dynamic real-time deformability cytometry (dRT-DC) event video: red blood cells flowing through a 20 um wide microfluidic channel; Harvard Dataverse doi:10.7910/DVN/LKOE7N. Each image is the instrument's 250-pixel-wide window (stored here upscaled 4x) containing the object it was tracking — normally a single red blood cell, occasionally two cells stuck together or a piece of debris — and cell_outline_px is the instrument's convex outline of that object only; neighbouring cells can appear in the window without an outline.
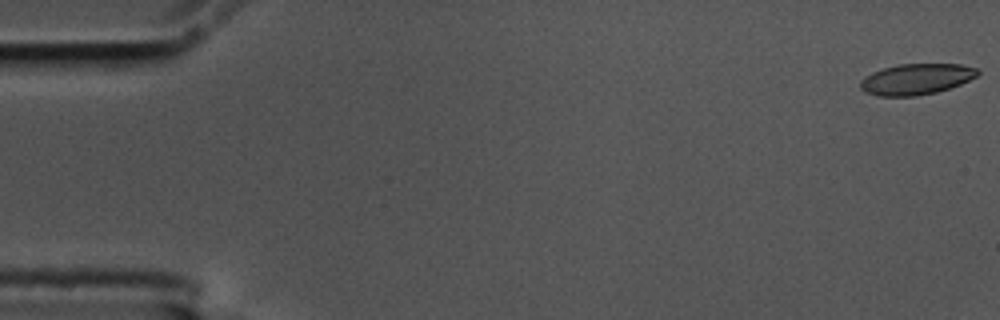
{"species": "common noctule bat (a hibernating species)", "species_latin": "Nyctalus noctula", "temperature_condition": "cold", "stored_images_in_passage": 57, "camera_frame_rate_fps": 3000, "um_per_image_px": 0.085, "animal": {"sex": "male", "body_mass_g": 17.5, "forearm_length_mm": 52.3}, "frame": {"image": 1, "passage_image": 1, "time_ms": 0.0, "image_size_px": [1000, 320], "cell_outline_px": [[980, 72], [976, 76], [960, 84], [936, 92], [916, 96], [876, 96], [864, 92], [860, 88], [860, 80], [864, 76], [872, 72], [884, 68], [900, 64], [960, 64], [980, 68]], "centroid_in_image_um": [77.86, 6.73], "position_along_channel_um": 7.1, "area_um2": 21.21}}
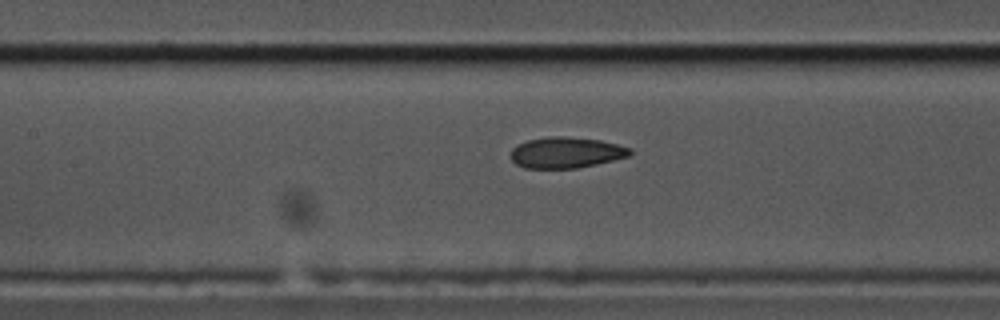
{"frame": {"image": 2, "passage_image": 26, "time_ms": 8.333, "image_size_px": [1000, 320], "cell_outline_px": [[632, 152], [628, 156], [596, 164], [576, 168], [524, 168], [516, 164], [512, 160], [512, 148], [516, 144], [528, 140], [548, 136], [564, 136], [600, 140], [632, 148]], "centroid_in_image_um": [48.1, 12.96], "position_along_channel_um": 159.3, "area_um2": 21.44}}
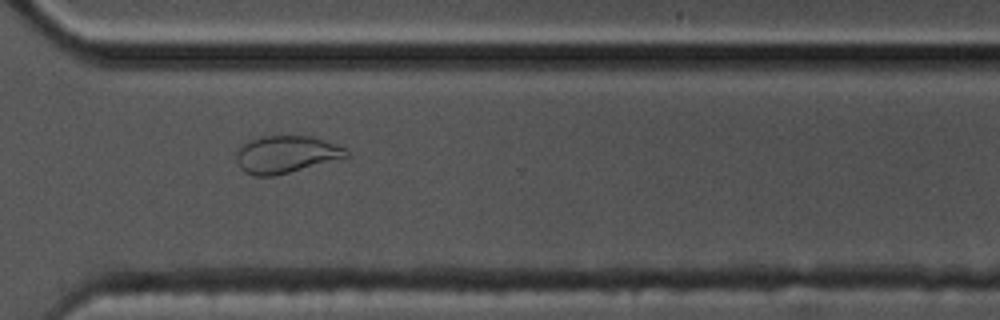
{"frame": {"image": 3, "passage_image": 42, "time_ms": 13.667, "image_size_px": [1000, 320], "cell_outline_px": [[348, 156], [288, 172], [272, 176], [252, 176], [244, 172], [240, 168], [236, 160], [236, 152], [248, 140], [264, 136], [312, 136], [336, 144], [344, 148], [348, 152]], "centroid_in_image_um": [24.25, 13.12], "position_along_channel_um": 346.3, "area_um2": 23.52}, "authors_computed_cell_mechanics": {"area_um2": 22.3108, "velocity_mm_per_s": 3.5141, "shape_relaxation_time_tau1_ms": null, "shape_relaxation_time_tau2_ms": 1.9158, "deformation_change_tau1": null, "deformation_change_tau2": 0.0709}}